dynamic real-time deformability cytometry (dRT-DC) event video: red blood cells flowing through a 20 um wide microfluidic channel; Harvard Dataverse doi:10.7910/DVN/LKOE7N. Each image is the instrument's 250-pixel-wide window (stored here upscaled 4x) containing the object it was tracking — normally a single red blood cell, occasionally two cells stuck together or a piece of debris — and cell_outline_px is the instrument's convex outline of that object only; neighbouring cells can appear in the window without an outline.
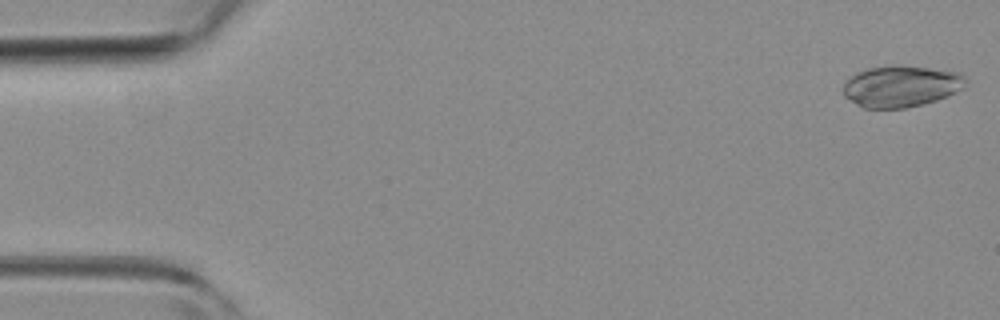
{"species": "common noctule bat (a hibernating species)", "species_latin": "Nyctalus noctula", "temperature_condition": "room temperature", "stored_images_in_passage": 51, "camera_frame_rate_fps": 3000, "um_per_image_px": 0.085, "animal": {"sex": "female", "body_mass_g": 19.3, "forearm_length_mm": 54.1}, "frame": {"image": 1, "passage_image": 1, "time_ms": 0.0, "image_size_px": [1000, 320], "cell_outline_px": [[968, 80], [960, 88], [936, 100], [904, 108], [864, 108], [856, 104], [844, 96], [844, 84], [856, 72], [868, 68], [888, 64], [900, 64], [960, 72]], "centroid_in_image_um": [76.55, 7.3], "position_along_channel_um": 8.4, "area_um2": 29.42}}
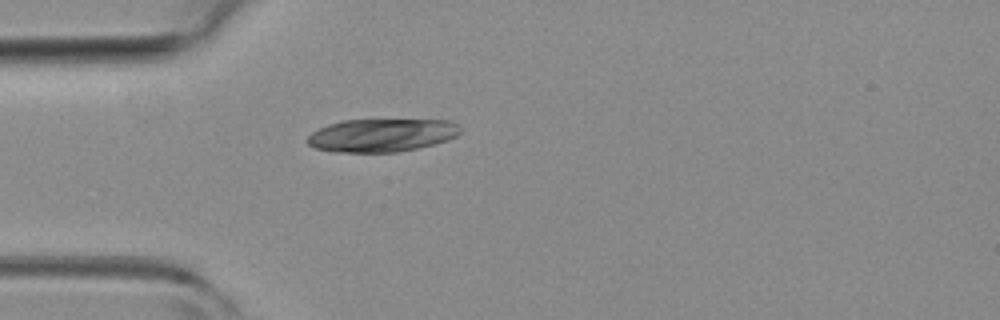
{"frame": {"image": 2, "passage_image": 14, "time_ms": 4.333, "image_size_px": [1000, 320], "cell_outline_px": [[464, 128], [456, 136], [448, 140], [416, 148], [396, 152], [336, 152], [316, 148], [308, 144], [304, 140], [312, 132], [328, 124], [340, 120], [452, 120], [460, 124]], "centroid_in_image_um": [32.47, 11.48], "position_along_channel_um": 52.5, "area_um2": 29.65}}
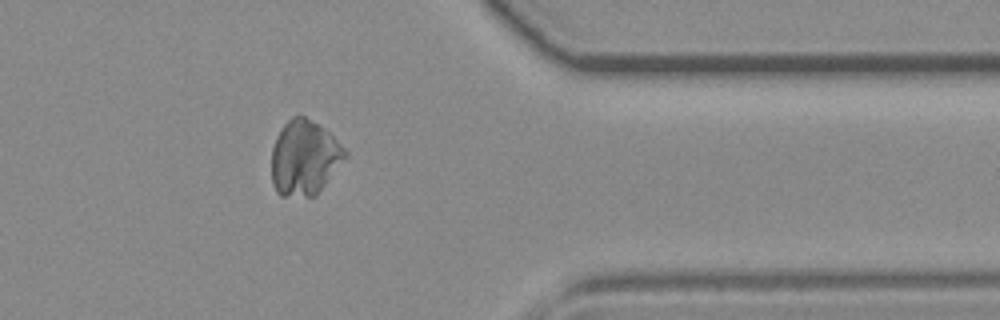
{"frame": {"image": 3, "passage_image": 41, "time_ms": 13.333, "image_size_px": [1000, 320], "cell_outline_px": [[348, 156], [316, 196], [280, 196], [276, 192], [272, 184], [272, 148], [276, 136], [280, 128], [292, 116], [304, 116], [320, 124], [348, 152]], "centroid_in_image_um": [25.87, 13.42], "position_along_channel_um": 385.5, "area_um2": 32.37}}